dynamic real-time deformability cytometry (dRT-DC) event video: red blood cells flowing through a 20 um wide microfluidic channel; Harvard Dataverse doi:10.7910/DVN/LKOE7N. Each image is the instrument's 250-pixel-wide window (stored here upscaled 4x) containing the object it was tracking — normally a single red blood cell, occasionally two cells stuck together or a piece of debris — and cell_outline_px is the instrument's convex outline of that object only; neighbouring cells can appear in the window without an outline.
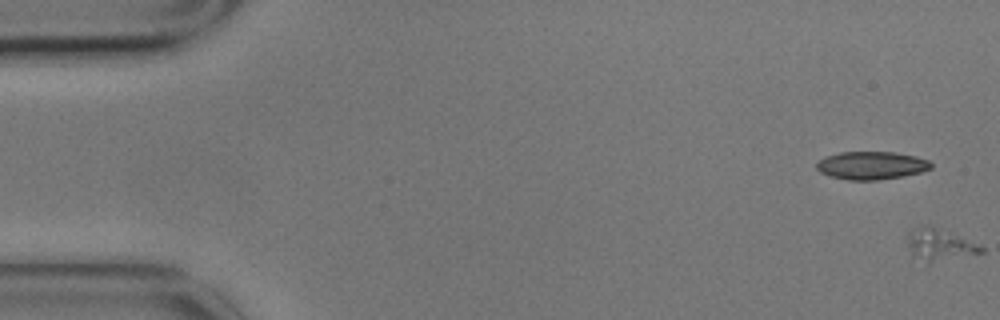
{"species": "common noctule bat (a hibernating species)", "species_latin": "Nyctalus noctula", "temperature_condition": "cold", "stored_images_in_passage": 7, "camera_frame_rate_fps": 3000, "um_per_image_px": 0.085, "animal": {"sex": "male", "body_mass_g": 17.9}, "frame": {"image": 1, "passage_image": 1, "time_ms": 0.0, "image_size_px": [1000, 320], "cell_outline_px": [[932, 168], [920, 172], [904, 176], [876, 180], [848, 180], [832, 176], [820, 172], [816, 168], [816, 164], [824, 156], [840, 152], [892, 152], [916, 156], [928, 160], [932, 164]], "centroid_in_image_um": [74.07, 14.06], "position_along_channel_um": 10.9, "area_um2": 18.61}}